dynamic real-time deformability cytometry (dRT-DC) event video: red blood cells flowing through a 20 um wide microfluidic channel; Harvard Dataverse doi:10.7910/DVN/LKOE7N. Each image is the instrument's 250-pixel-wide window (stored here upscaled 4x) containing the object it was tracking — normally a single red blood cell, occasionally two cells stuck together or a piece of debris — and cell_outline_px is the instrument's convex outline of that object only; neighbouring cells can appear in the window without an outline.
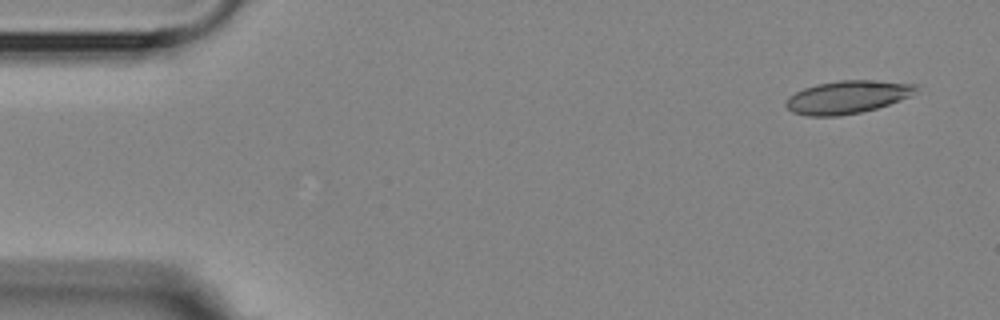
{"species": "Egyptian fruit bat (a non-hibernating species)", "species_latin": "Rousettus aegyptiacus", "temperature_condition": "room temperature", "stored_images_in_passage": 3, "camera_frame_rate_fps": 3000, "um_per_image_px": 0.085, "animal": {"sex": "female"}, "frame": {"image": 1, "passage_image": 1, "time_ms": 0.0, "image_size_px": [1000, 320], "cell_outline_px": [[920, 84], [912, 96], [876, 108], [860, 112], [840, 116], [808, 116], [792, 112], [784, 104], [788, 96], [804, 88], [816, 84], [840, 80], [876, 80]], "centroid_in_image_um": [72.04, 8.24], "position_along_channel_um": 13.0, "area_um2": 25.09}}
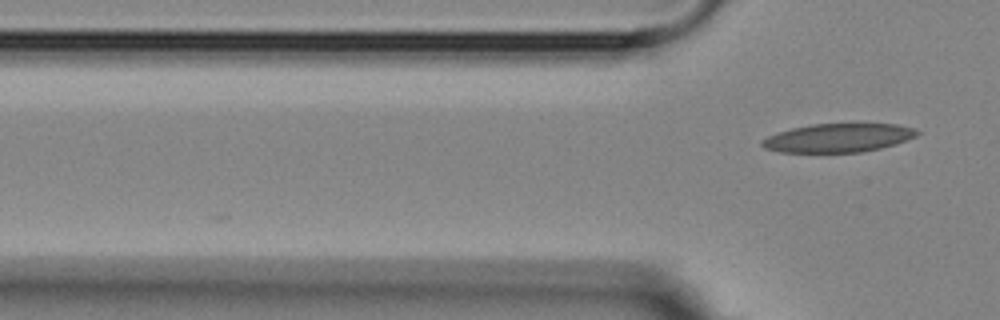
{"frame": {"image": 2, "passage_image": 3, "time_ms": 4.0, "image_size_px": [1000, 320], "cell_outline_px": [[920, 132], [916, 136], [896, 144], [880, 148], [860, 152], [780, 152], [764, 148], [760, 144], [760, 140], [776, 132], [792, 128], [812, 124], [856, 120], [896, 124], [916, 128]], "centroid_in_image_um": [71.29, 11.66], "position_along_channel_um": 54.5, "area_um2": 27.11}}